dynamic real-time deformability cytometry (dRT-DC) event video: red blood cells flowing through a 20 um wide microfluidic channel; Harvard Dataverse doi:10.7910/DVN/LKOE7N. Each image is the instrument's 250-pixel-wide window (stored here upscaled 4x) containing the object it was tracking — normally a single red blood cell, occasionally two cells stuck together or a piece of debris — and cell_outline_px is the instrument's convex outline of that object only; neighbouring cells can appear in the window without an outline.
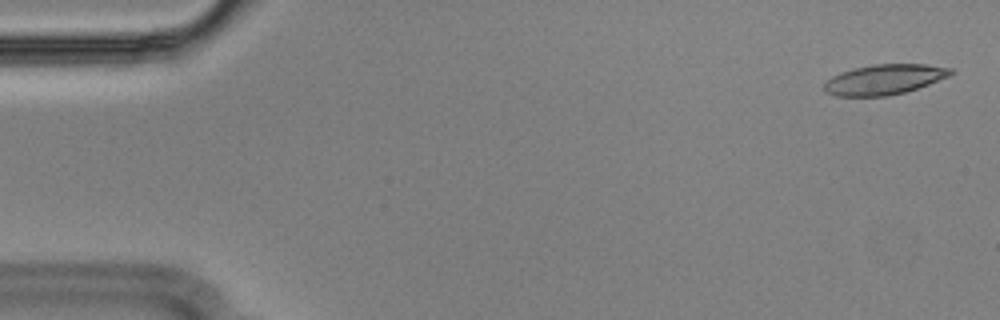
{"species": "Egyptian fruit bat (a non-hibernating species)", "species_latin": "Rousettus aegyptiacus", "temperature_condition": "cold", "stored_images_in_passage": 9, "camera_frame_rate_fps": 3000, "um_per_image_px": 0.085, "animal": {"sex": "male"}, "frame": {"image": 1, "passage_image": 2, "time_ms": 0.333, "image_size_px": [1000, 320], "cell_outline_px": [[956, 72], [948, 76], [928, 84], [904, 92], [884, 96], [836, 96], [824, 92], [824, 84], [832, 76], [840, 72], [856, 68], [876, 64], [924, 64], [952, 68]], "centroid_in_image_um": [75.16, 6.75], "position_along_channel_um": 9.8, "area_um2": 22.02}}